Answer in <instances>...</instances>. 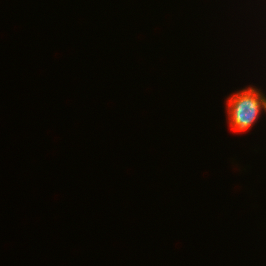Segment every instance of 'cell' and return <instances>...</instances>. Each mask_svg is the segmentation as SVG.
Returning <instances> with one entry per match:
<instances>
[{
  "mask_svg": "<svg viewBox=\"0 0 266 266\" xmlns=\"http://www.w3.org/2000/svg\"><path fill=\"white\" fill-rule=\"evenodd\" d=\"M262 90L249 85L226 98L227 124L232 132H248L265 113L266 95Z\"/></svg>",
  "mask_w": 266,
  "mask_h": 266,
  "instance_id": "cell-1",
  "label": "cell"
}]
</instances>
